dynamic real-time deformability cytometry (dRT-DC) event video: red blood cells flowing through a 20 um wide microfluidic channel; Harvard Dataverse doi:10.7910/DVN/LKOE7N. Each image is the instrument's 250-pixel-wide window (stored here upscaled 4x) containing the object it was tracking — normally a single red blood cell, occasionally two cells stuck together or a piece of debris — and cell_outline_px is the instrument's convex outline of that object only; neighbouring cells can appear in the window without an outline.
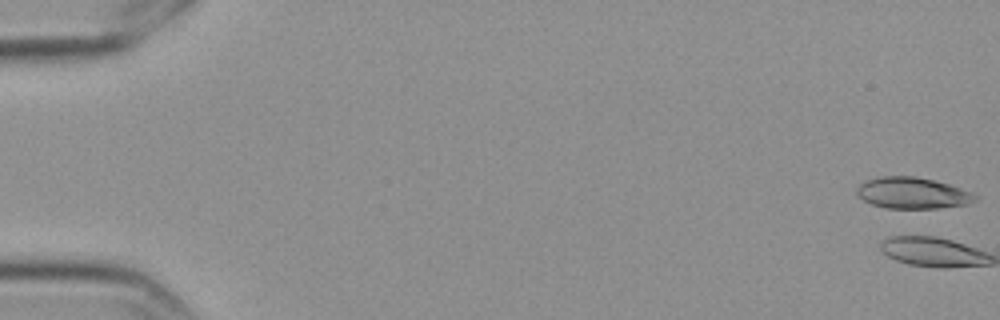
{"species": "Egyptian fruit bat (a non-hibernating species)", "species_latin": "Rousettus aegyptiacus", "temperature_condition": "cold", "stored_images_in_passage": 6, "camera_frame_rate_fps": 3000, "um_per_image_px": 0.085, "frame": {"image": 1, "passage_image": 1, "time_ms": 0.0, "image_size_px": [1000, 320], "cell_outline_px": [[976, 200], [968, 204], [940, 208], [888, 208], [872, 204], [856, 196], [856, 188], [860, 184], [868, 180], [880, 176], [916, 176], [948, 184], [972, 192], [976, 196]], "centroid_in_image_um": [77.54, 16.41], "position_along_channel_um": 7.5, "area_um2": 21.5}}